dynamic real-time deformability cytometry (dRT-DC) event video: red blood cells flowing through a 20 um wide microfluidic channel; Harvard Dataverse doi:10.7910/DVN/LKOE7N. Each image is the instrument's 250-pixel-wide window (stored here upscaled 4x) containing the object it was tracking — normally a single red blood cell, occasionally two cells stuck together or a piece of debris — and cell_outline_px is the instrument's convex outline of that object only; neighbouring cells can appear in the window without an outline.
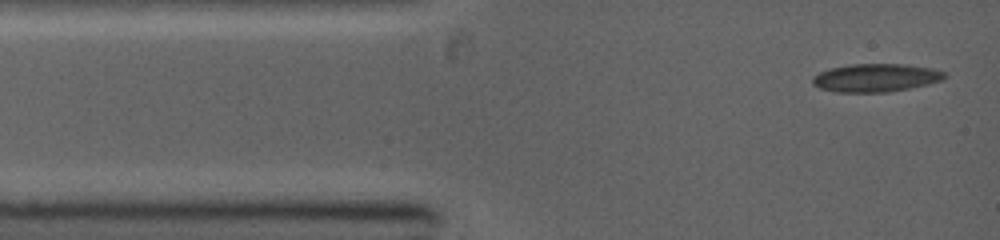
{"species": "common noctule bat (a hibernating species)", "species_latin": "Nyctalus noctula", "temperature_condition": "warm", "stored_images_in_passage": 3, "camera_frame_rate_fps": 5000, "um_per_image_px": 0.085, "animal": {"sex": "female", "body_mass_g": 19.0, "forearm_length_mm": 53.3}, "frame": {"image": 1, "passage_image": 1, "time_ms": 0.0, "image_size_px": [1000, 240], "cell_outline_px": [[948, 76], [944, 80], [928, 84], [888, 92], [836, 92], [820, 88], [812, 84], [812, 76], [820, 72], [832, 68], [852, 64], [904, 64], [932, 68], [948, 72]], "centroid_in_image_um": [74.49, 6.61], "position_along_channel_um": 10.5, "area_um2": 21.73}}
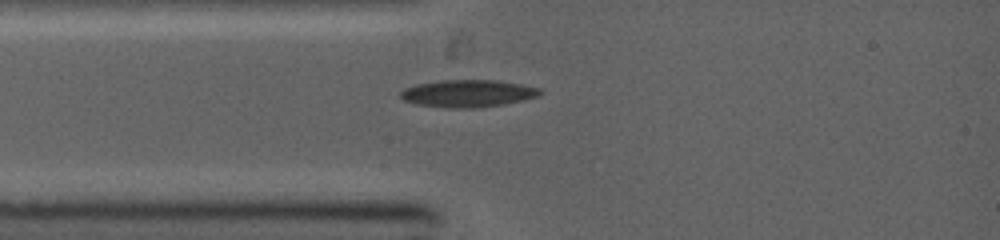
{"frame": {"image": 2, "passage_image": 3, "time_ms": 1.8, "image_size_px": [1000, 240], "cell_outline_px": [[544, 92], [536, 96], [524, 100], [504, 104], [476, 108], [452, 108], [416, 104], [404, 100], [400, 96], [400, 92], [404, 88], [416, 84], [440, 80], [500, 80], [540, 88]], "centroid_in_image_um": [39.77, 7.93], "position_along_channel_um": 45.2, "area_um2": 22.25}}